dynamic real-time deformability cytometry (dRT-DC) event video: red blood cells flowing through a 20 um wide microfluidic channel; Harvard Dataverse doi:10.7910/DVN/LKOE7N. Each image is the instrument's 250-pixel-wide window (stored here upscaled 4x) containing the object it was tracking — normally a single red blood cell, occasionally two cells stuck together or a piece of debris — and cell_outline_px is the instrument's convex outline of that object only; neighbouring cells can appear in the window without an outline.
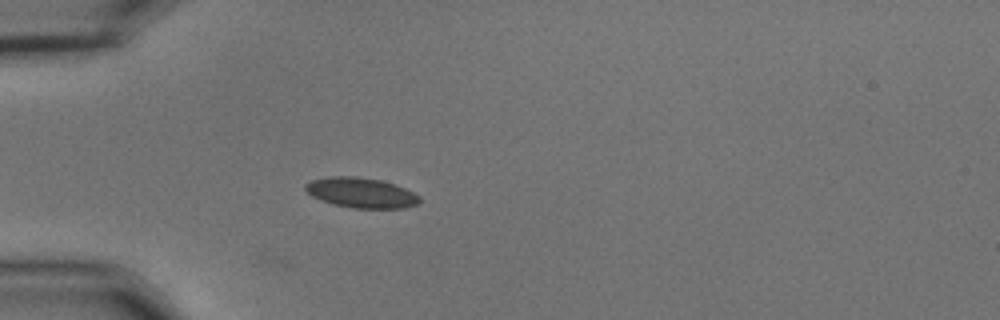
{"species": "common noctule bat (a hibernating species)", "species_latin": "Nyctalus noctula", "temperature_condition": "cold", "stored_images_in_passage": 8, "camera_frame_rate_fps": 3000, "um_per_image_px": 0.085, "animal": {"sex": "male", "body_mass_g": 15.6}, "frame": {"image": 1, "passage_image": 8, "time_ms": 2.333, "image_size_px": [1000, 320], "cell_outline_px": [[420, 204], [404, 208], [352, 208], [332, 204], [320, 200], [312, 196], [304, 188], [304, 184], [312, 180], [328, 176], [352, 176], [380, 180], [404, 188], [420, 196]], "centroid_in_image_um": [30.68, 16.39], "position_along_channel_um": 54.3, "area_um2": 20.06}}